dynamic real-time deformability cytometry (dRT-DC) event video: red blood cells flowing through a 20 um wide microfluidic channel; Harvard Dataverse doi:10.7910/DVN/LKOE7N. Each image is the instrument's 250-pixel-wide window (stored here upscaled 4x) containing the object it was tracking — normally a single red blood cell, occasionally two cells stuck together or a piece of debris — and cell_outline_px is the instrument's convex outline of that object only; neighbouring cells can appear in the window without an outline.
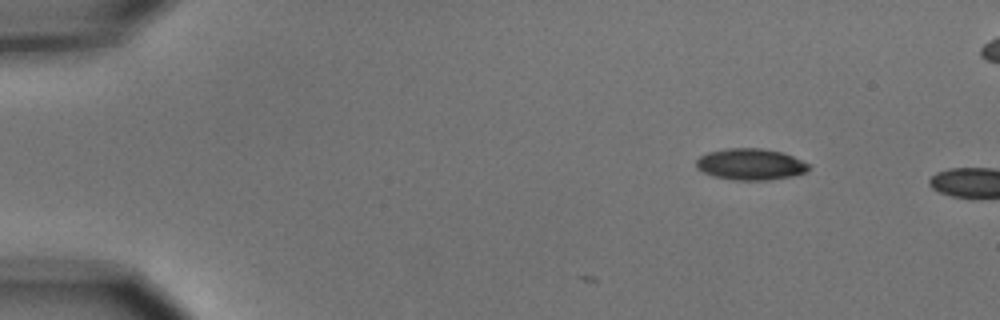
{"species": "common noctule bat (a hibernating species)", "species_latin": "Nyctalus noctula", "temperature_condition": "cold", "stored_images_in_passage": 5, "camera_frame_rate_fps": 3000, "um_per_image_px": 0.085, "animal": {"sex": "male", "body_mass_g": 15.6}, "frame": {"image": 1, "passage_image": 1, "time_ms": 0.0, "image_size_px": [1000, 320], "cell_outline_px": [[808, 168], [804, 172], [792, 176], [768, 180], [732, 180], [712, 176], [696, 168], [696, 160], [700, 156], [708, 152], [728, 148], [760, 148], [780, 152], [792, 156], [808, 164]], "centroid_in_image_um": [63.73, 13.97], "position_along_channel_um": 21.3, "area_um2": 20.4}}